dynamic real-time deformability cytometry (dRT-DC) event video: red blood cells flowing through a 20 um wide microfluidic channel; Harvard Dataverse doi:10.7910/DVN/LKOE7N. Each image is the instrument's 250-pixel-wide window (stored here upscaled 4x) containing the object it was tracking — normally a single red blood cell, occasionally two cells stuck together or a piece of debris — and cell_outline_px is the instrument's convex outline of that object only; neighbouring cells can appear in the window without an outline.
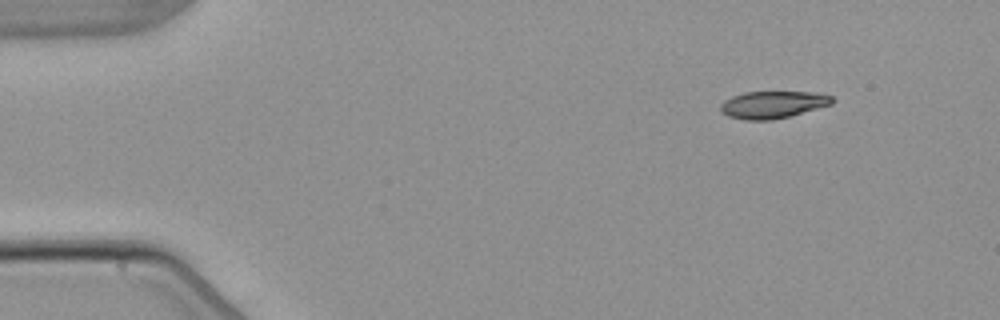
{"species": "common noctule bat (a hibernating species)", "species_latin": "Nyctalus noctula", "temperature_condition": "warm", "stored_images_in_passage": 5, "camera_frame_rate_fps": 3000, "um_per_image_px": 0.085, "animal": {"sex": "male", "body_mass_g": 21.5, "forearm_length_mm": 52.0}, "frame": {"image": 1, "passage_image": 1, "time_ms": 0.0, "image_size_px": [1000, 320], "cell_outline_px": [[836, 100], [832, 104], [788, 116], [772, 120], [744, 120], [728, 116], [720, 112], [720, 104], [724, 100], [732, 96], [744, 92], [812, 92], [832, 96]], "centroid_in_image_um": [65.65, 8.89], "position_along_channel_um": 19.3, "area_um2": 17.69}}
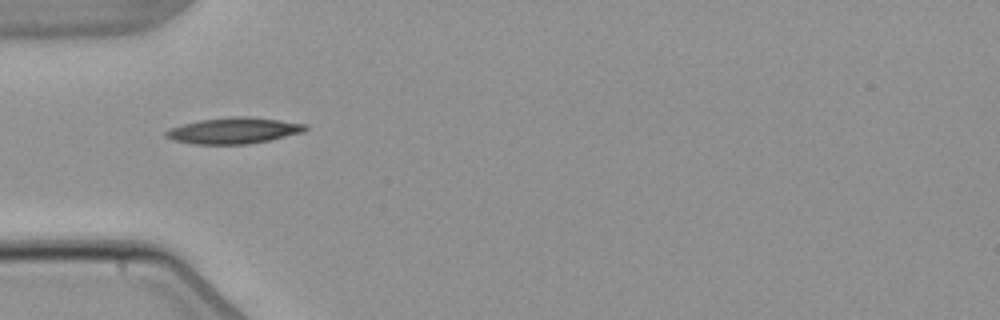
{"frame": {"image": 2, "passage_image": 4, "time_ms": 3.667, "image_size_px": [1000, 320], "cell_outline_px": [[308, 128], [304, 132], [268, 140], [248, 144], [192, 144], [172, 140], [164, 136], [164, 132], [168, 128], [200, 120], [232, 116], [248, 116], [280, 120], [308, 124]], "centroid_in_image_um": [19.85, 11.1], "position_along_channel_um": 65.1, "area_um2": 21.33}}
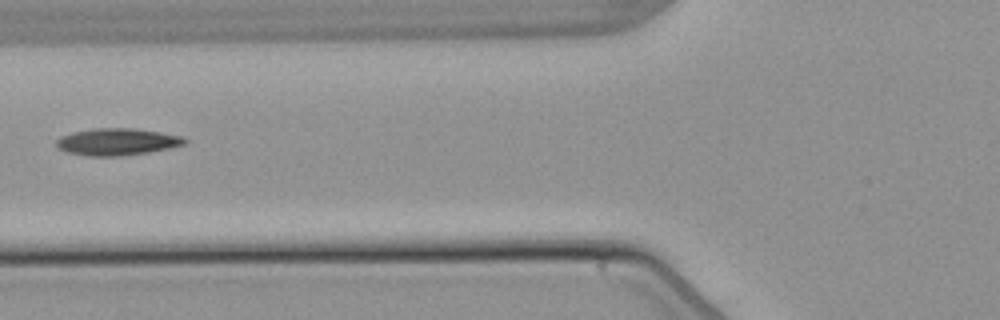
{"frame": {"image": 3, "passage_image": 5, "time_ms": 5.0, "image_size_px": [1000, 320], "cell_outline_px": [[188, 144], [148, 152], [124, 156], [88, 156], [68, 152], [56, 148], [56, 140], [60, 136], [72, 132], [92, 128], [132, 128], [160, 132], [184, 136], [188, 140]], "centroid_in_image_um": [9.96, 12.05], "position_along_channel_um": 115.8, "area_um2": 20.4}}